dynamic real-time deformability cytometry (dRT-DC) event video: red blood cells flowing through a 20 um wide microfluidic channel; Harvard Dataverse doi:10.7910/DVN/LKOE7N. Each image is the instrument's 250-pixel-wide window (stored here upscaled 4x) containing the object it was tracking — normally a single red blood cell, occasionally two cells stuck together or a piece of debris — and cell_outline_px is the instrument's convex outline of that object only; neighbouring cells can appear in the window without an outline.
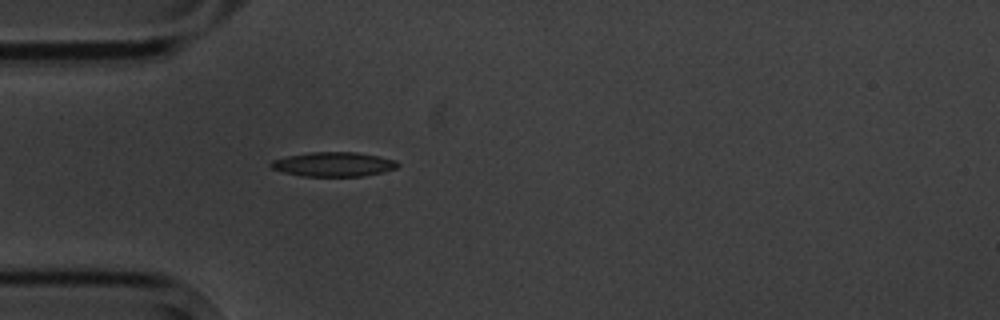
{"species": "common noctule bat (a hibernating species)", "species_latin": "Nyctalus noctula", "temperature_condition": "cold", "stored_images_in_passage": 2, "camera_frame_rate_fps": 3000, "um_per_image_px": 0.085, "animal": {"sex": "male", "body_mass_g": 20.1, "forearm_length_mm": 53.5}, "frame": {"image": 1, "passage_image": 2, "time_ms": 1.0, "image_size_px": [1000, 320], "cell_outline_px": [[400, 164], [396, 168], [384, 172], [360, 176], [304, 176], [284, 172], [272, 168], [268, 164], [272, 160], [288, 156], [312, 152], [356, 152], [380, 156], [396, 160]], "centroid_in_image_um": [28.38, 13.96], "position_along_channel_um": 56.6, "area_um2": 17.98}}